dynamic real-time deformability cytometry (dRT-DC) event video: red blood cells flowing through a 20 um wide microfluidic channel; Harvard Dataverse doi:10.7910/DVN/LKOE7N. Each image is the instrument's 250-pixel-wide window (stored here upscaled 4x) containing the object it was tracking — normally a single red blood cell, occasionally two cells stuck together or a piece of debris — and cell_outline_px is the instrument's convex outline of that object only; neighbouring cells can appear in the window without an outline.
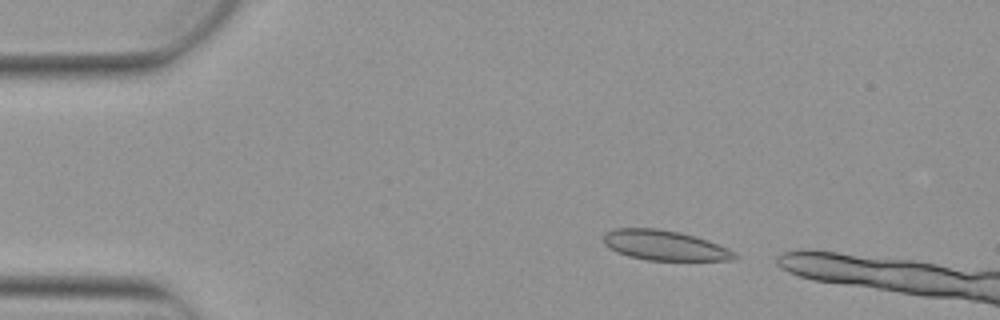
{"species": "Egyptian fruit bat (a non-hibernating species)", "species_latin": "Rousettus aegyptiacus", "temperature_condition": "warm", "stored_images_in_passage": 3, "camera_frame_rate_fps": 3000, "um_per_image_px": 0.085, "animal": {"sex": "female"}, "frame": {"image": 1, "passage_image": 1, "time_ms": 0.0, "image_size_px": [1000, 320], "cell_outline_px": [[740, 256], [732, 260], [648, 260], [628, 256], [616, 252], [608, 248], [604, 244], [604, 232], [616, 228], [656, 228], [680, 232], [708, 240], [728, 248]], "centroid_in_image_um": [56.47, 20.85], "position_along_channel_um": 28.5, "area_um2": 23.0}}